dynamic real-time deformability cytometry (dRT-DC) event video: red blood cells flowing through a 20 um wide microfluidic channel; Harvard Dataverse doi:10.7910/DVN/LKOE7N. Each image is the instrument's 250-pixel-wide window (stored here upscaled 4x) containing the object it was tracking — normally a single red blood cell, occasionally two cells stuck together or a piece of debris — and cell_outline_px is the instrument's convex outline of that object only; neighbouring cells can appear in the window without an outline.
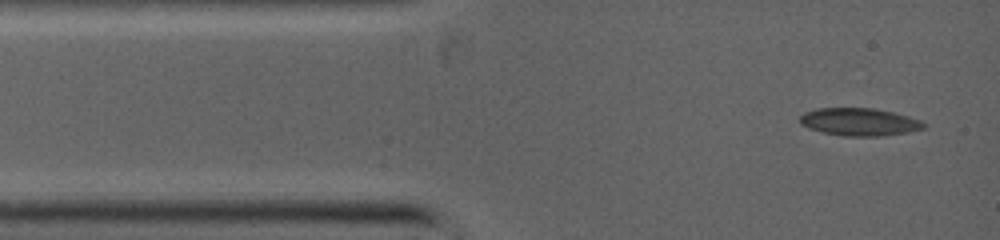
{"species": "common noctule bat (a hibernating species)", "species_latin": "Nyctalus noctula", "temperature_condition": "warm", "stored_images_in_passage": 12, "camera_frame_rate_fps": 5000, "um_per_image_px": 0.085, "animal": {"sex": "female", "body_mass_g": 19.0, "forearm_length_mm": 53.3}, "frame": {"image": 1, "passage_image": 1, "time_ms": 0.0, "image_size_px": [1000, 240], "cell_outline_px": [[924, 128], [908, 132], [880, 136], [844, 136], [824, 132], [808, 128], [800, 124], [800, 116], [804, 112], [816, 108], [872, 108], [892, 112], [908, 116], [920, 120], [924, 124]], "centroid_in_image_um": [73.01, 10.36], "position_along_channel_um": 12.0, "area_um2": 19.83}}
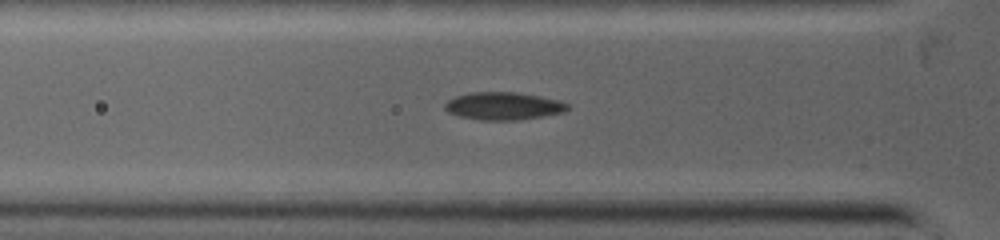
{"frame": {"image": 2, "passage_image": 7, "time_ms": 2.4, "image_size_px": [1000, 240], "cell_outline_px": [[568, 108], [564, 112], [544, 116], [516, 120], [480, 120], [460, 116], [448, 112], [444, 108], [444, 104], [448, 100], [456, 96], [468, 92], [516, 92], [540, 96], [560, 100], [568, 104]], "centroid_in_image_um": [42.78, 9.0], "position_along_channel_um": 83.0, "area_um2": 19.83}}
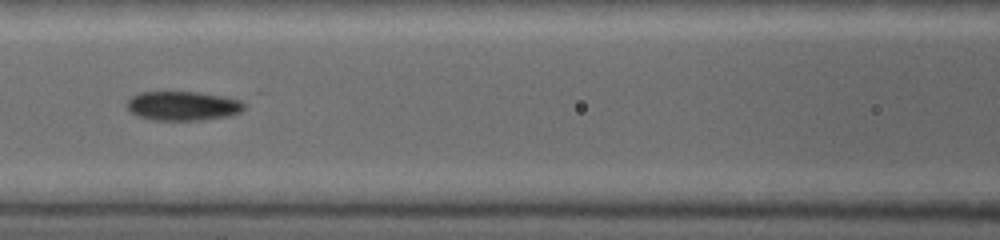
{"frame": {"image": 3, "passage_image": 10, "time_ms": 3.8, "image_size_px": [1000, 240], "cell_outline_px": [[244, 108], [240, 112], [228, 116], [204, 120], [152, 120], [136, 116], [128, 108], [128, 100], [132, 96], [140, 92], [196, 92], [224, 96], [240, 100], [244, 104]], "centroid_in_image_um": [15.54, 9.0], "position_along_channel_um": 151.1, "area_um2": 19.94}}